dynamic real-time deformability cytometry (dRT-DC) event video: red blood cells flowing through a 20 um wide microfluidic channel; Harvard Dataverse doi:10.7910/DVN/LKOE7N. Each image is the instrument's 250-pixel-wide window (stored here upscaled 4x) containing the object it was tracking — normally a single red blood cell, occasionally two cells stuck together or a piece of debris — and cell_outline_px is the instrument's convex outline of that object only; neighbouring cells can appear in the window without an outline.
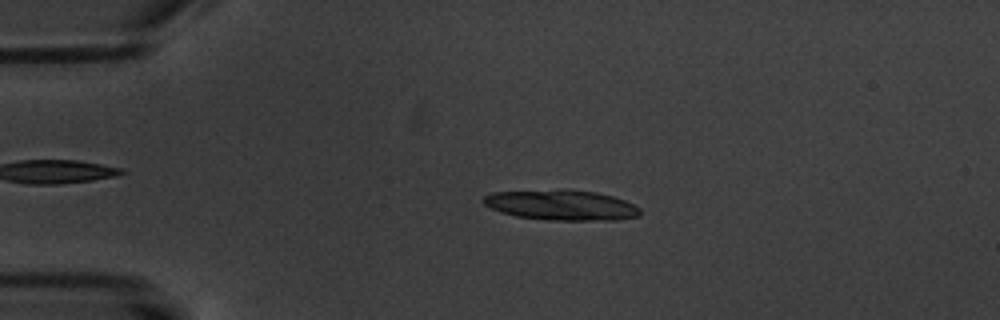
{"species": "common noctule bat (a hibernating species)", "species_latin": "Nyctalus noctula", "temperature_condition": "warm", "stored_images_in_passage": 6, "camera_frame_rate_fps": 3000, "um_per_image_px": 0.085, "animal": {"sex": "male", "body_mass_g": 20.1, "forearm_length_mm": 53.5}, "frame": {"image": 1, "passage_image": 3, "time_ms": 2.333, "image_size_px": [1000, 320], "cell_outline_px": [[640, 216], [616, 220], [548, 220], [516, 216], [500, 212], [484, 204], [480, 200], [484, 196], [492, 192], [564, 188], [568, 188], [596, 192], [612, 196], [624, 200], [640, 208]], "centroid_in_image_um": [47.69, 17.41], "position_along_channel_um": 37.3, "area_um2": 28.09}}